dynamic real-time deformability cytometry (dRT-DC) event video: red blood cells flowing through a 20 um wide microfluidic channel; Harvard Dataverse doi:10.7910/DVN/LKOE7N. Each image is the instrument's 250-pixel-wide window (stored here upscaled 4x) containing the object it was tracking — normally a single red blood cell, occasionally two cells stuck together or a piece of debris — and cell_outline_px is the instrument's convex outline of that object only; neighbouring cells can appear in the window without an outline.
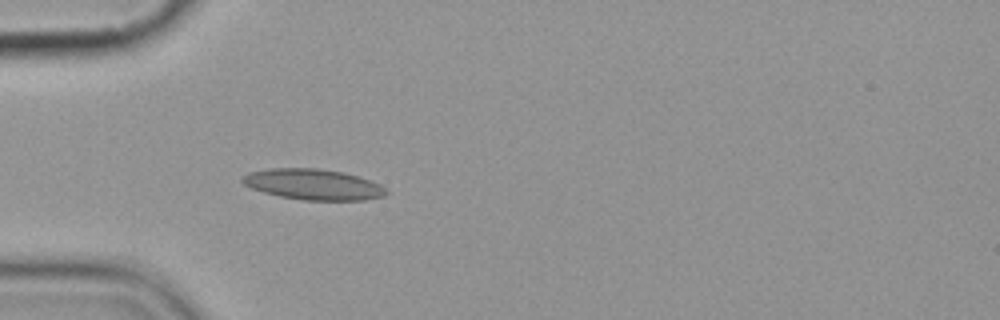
{"species": "common noctule bat (a hibernating species)", "species_latin": "Nyctalus noctula", "temperature_condition": "cold", "stored_images_in_passage": 5, "camera_frame_rate_fps": 3000, "um_per_image_px": 0.085, "animal": {"sex": "female", "body_mass_g": 19.9}, "frame": {"image": 1, "passage_image": 5, "time_ms": 4.667, "image_size_px": [1000, 320], "cell_outline_px": [[388, 192], [384, 196], [364, 200], [304, 200], [280, 196], [264, 192], [252, 188], [244, 184], [240, 180], [248, 172], [268, 168], [316, 168], [344, 172], [380, 184]], "centroid_in_image_um": [26.6, 15.67], "position_along_channel_um": 58.4, "area_um2": 25.61}}